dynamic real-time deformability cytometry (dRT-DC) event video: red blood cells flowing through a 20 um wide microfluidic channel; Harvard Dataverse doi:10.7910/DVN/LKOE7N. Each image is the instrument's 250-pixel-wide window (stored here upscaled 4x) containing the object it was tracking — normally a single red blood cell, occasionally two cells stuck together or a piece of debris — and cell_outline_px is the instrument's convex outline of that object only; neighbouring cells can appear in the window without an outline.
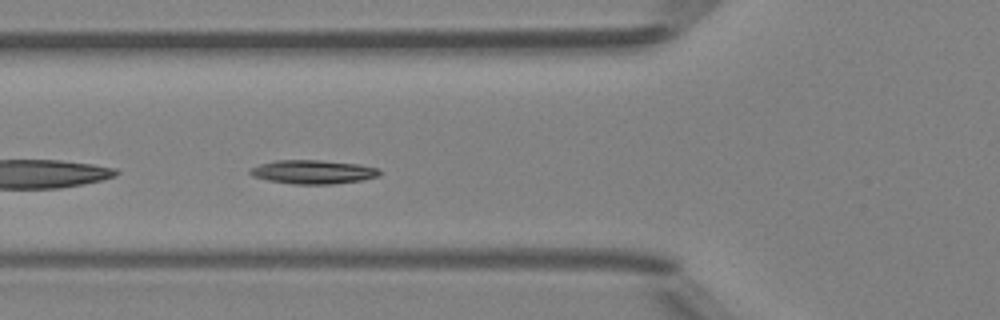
{"species": "Egyptian fruit bat (a non-hibernating species)", "species_latin": "Rousettus aegyptiacus", "temperature_condition": "room temperature", "stored_images_in_passage": 36, "camera_frame_rate_fps": 3000, "um_per_image_px": 0.085, "animal": {"sex": "female"}, "frame": {"image": 1, "passage_image": 4, "time_ms": 1.0, "image_size_px": [1000, 320], "cell_outline_px": [[380, 176], [360, 180], [332, 184], [292, 184], [268, 180], [252, 176], [248, 172], [252, 168], [260, 164], [276, 160], [320, 160], [360, 164], [380, 168]], "centroid_in_image_um": [26.63, 14.61], "position_along_channel_um": 99.2, "area_um2": 17.98}}
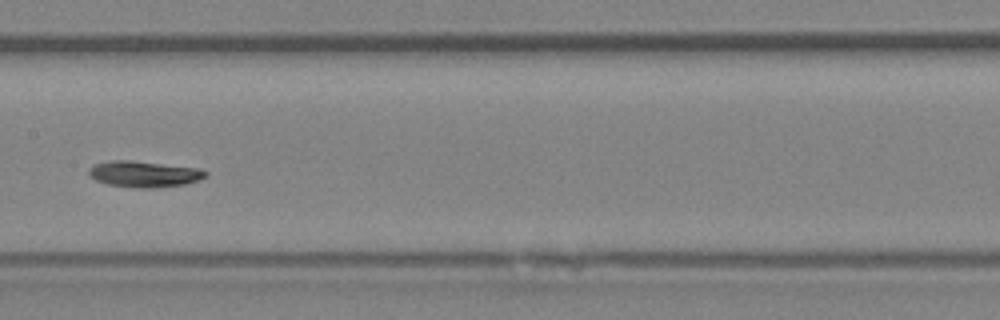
{"frame": {"image": 2, "passage_image": 11, "time_ms": 3.333, "image_size_px": [1000, 320], "cell_outline_px": [[208, 172], [200, 180], [184, 184], [156, 188], [140, 188], [108, 184], [96, 180], [88, 172], [88, 168], [96, 164], [112, 160], [128, 160], [200, 168]], "centroid_in_image_um": [12.27, 14.79], "position_along_channel_um": 195.1, "area_um2": 17.57}}
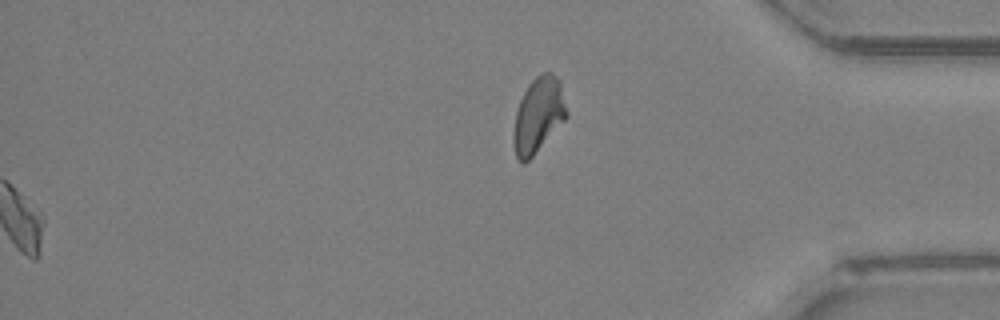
{"frame": {"image": 3, "passage_image": 36, "time_ms": 11.667, "image_size_px": [1000, 320], "cell_outline_px": [[568, 116], [532, 156], [524, 164], [516, 156], [512, 140], [516, 112], [520, 100], [528, 84], [540, 72], [552, 72], [560, 80], [568, 112]], "centroid_in_image_um": [45.76, 9.74], "position_along_channel_um": 389.4, "area_um2": 23.18}, "authors_computed_cell_mechanics": {"area_um2": 17.1955, "velocity_mm_per_s": 4.1194, "shape_relaxation_time_tau1_ms": 3.4124, "shape_relaxation_time_tau2_ms": 4.6661, "deformation_change_tau1": 0.105, "deformation_change_tau2": 0.0864}}